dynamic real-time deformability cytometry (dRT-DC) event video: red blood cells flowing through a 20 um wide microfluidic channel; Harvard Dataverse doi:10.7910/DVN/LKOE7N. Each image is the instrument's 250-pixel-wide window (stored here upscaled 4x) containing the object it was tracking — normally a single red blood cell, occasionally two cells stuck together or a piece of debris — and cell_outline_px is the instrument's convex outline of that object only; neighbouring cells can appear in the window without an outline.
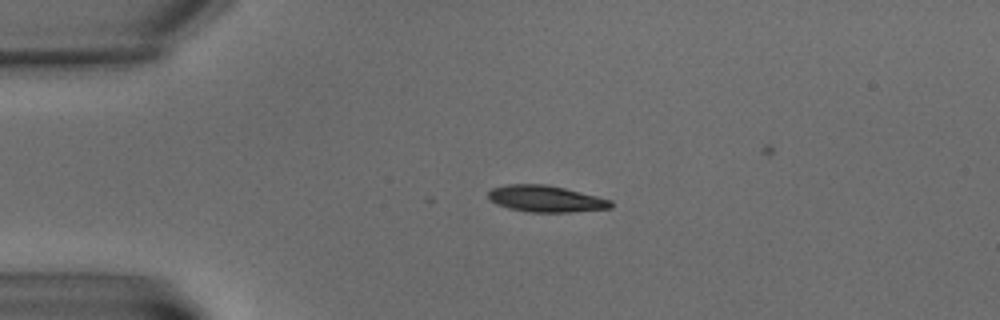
{"species": "common noctule bat (a hibernating species)", "species_latin": "Nyctalus noctula", "temperature_condition": "warm", "stored_images_in_passage": 6, "camera_frame_rate_fps": 3000, "um_per_image_px": 0.085, "animal": {"sex": "male", "body_mass_g": 15.6}, "frame": {"image": 1, "passage_image": 3, "time_ms": 2.333, "image_size_px": [1000, 320], "cell_outline_px": [[612, 208], [572, 212], [532, 212], [508, 208], [496, 204], [488, 200], [488, 192], [492, 188], [508, 184], [544, 184], [564, 188], [612, 200]], "centroid_in_image_um": [46.37, 16.9], "position_along_channel_um": 38.6, "area_um2": 18.9}}
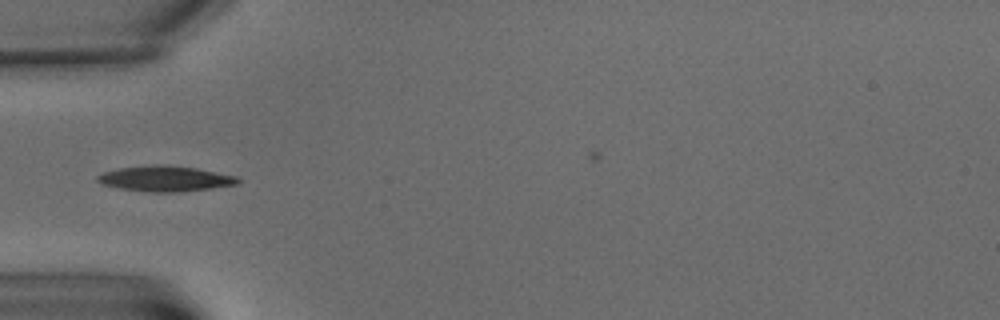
{"frame": {"image": 2, "passage_image": 5, "time_ms": 4.667, "image_size_px": [1000, 320], "cell_outline_px": [[240, 184], [212, 188], [180, 192], [152, 192], [120, 188], [100, 184], [96, 180], [96, 176], [104, 172], [120, 168], [152, 164], [164, 164], [196, 168], [236, 176], [240, 180]], "centroid_in_image_um": [14.05, 15.18], "position_along_channel_um": 71.0, "area_um2": 20.92}}